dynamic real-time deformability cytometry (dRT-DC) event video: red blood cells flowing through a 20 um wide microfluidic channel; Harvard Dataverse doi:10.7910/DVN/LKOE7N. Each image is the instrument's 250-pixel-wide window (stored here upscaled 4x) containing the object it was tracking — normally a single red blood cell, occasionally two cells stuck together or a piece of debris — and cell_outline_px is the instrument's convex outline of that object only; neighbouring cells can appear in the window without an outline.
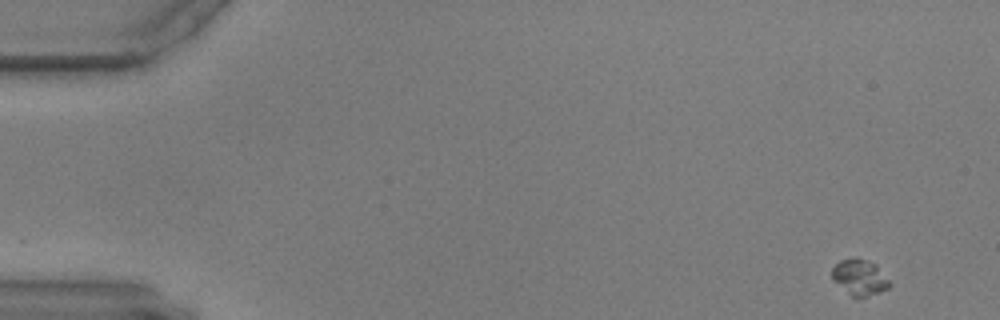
{"species": "common noctule bat (a hibernating species)", "species_latin": "Nyctalus noctula", "temperature_condition": "warm", "stored_images_in_passage": 57, "camera_frame_rate_fps": 3000, "um_per_image_px": 0.085, "animal": {"sex": "male", "body_mass_g": 17.9, "forearm_length_mm": 54.2}, "frame": {"image": 1, "passage_image": 1, "time_ms": 0.0, "image_size_px": [1000, 320], "cell_outline_px": [[892, 284], [888, 288], [880, 292], [868, 296], [852, 296], [832, 280], [832, 268], [840, 260], [856, 256], [876, 264]], "centroid_in_image_um": [73.07, 23.55], "position_along_channel_um": 11.9, "area_um2": 12.02}}
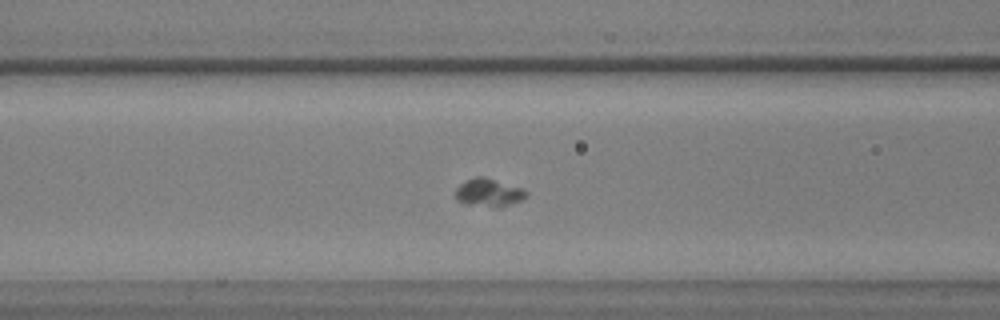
{"frame": {"image": 2, "passage_image": 22, "time_ms": 7.0, "image_size_px": [1000, 320], "cell_outline_px": [[528, 192], [520, 200], [500, 208], [496, 208], [464, 204], [456, 200], [456, 188], [464, 180], [476, 176], [484, 176], [524, 188]], "centroid_in_image_um": [41.51, 16.37], "position_along_channel_um": 125.1, "area_um2": 11.79}}
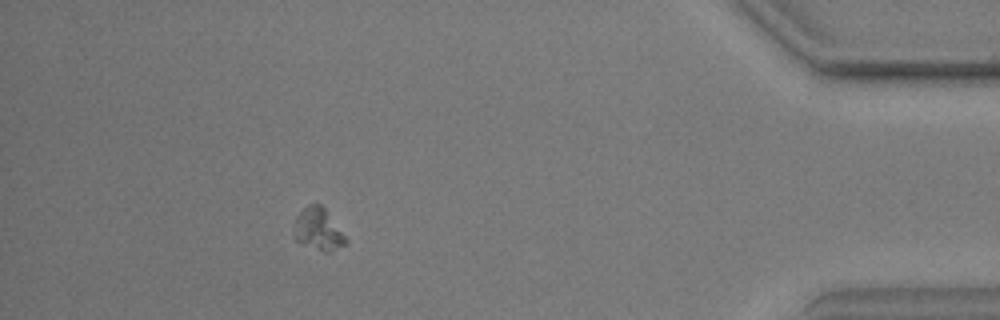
{"frame": {"image": 3, "passage_image": 51, "time_ms": 16.667, "image_size_px": [1000, 320], "cell_outline_px": [[348, 244], [328, 252], [324, 252], [296, 240], [292, 236], [296, 216], [308, 204], [320, 204], [324, 208], [348, 240]], "centroid_in_image_um": [27.04, 19.5], "position_along_channel_um": 408.2, "area_um2": 12.54}}